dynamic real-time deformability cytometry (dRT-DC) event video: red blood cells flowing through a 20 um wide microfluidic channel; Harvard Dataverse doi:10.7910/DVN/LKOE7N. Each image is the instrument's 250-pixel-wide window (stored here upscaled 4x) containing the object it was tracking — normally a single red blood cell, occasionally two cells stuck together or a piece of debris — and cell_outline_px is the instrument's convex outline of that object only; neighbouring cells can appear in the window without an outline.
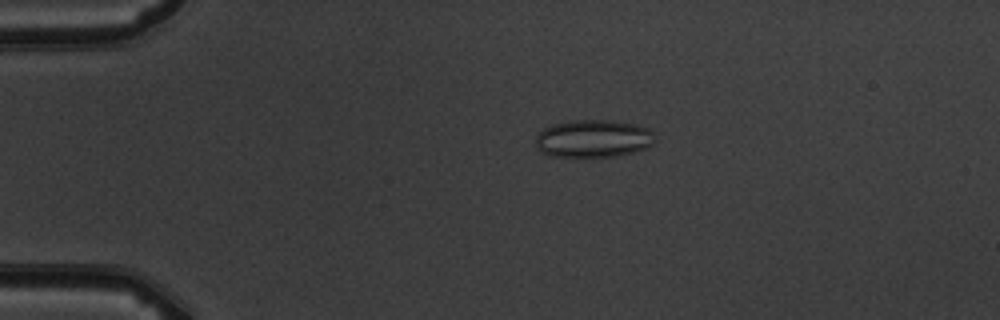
{"species": "common noctule bat (a hibernating species)", "species_latin": "Nyctalus noctula", "temperature_condition": "warm", "stored_images_in_passage": 4, "camera_frame_rate_fps": 3000, "um_per_image_px": 0.085, "animal": {"sex": "male", "body_mass_g": 19.5, "forearm_length_mm": 54.6}, "frame": {"image": 1, "passage_image": 1, "time_ms": 0.0, "image_size_px": [1000, 320], "cell_outline_px": [[652, 144], [648, 148], [636, 152], [616, 156], [548, 156], [540, 152], [536, 148], [536, 136], [544, 128], [552, 124], [568, 120], [612, 120], [636, 124], [648, 128], [652, 132]], "centroid_in_image_um": [50.4, 11.77], "position_along_channel_um": 34.6, "area_um2": 26.36}}
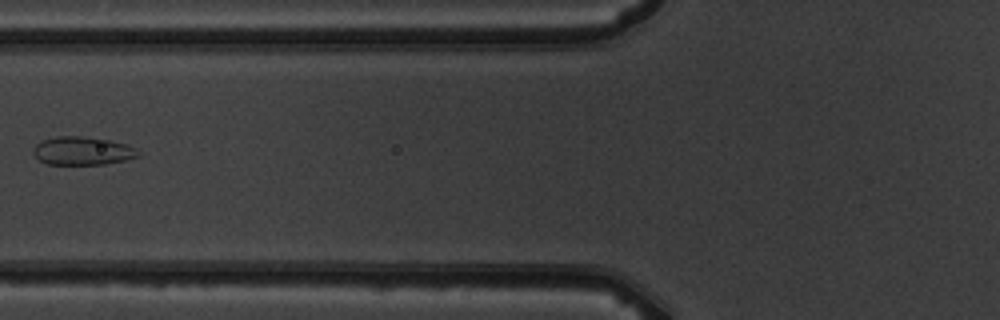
{"frame": {"image": 2, "passage_image": 4, "time_ms": 3.333, "image_size_px": [1000, 320], "cell_outline_px": [[140, 156], [124, 160], [104, 164], [48, 164], [40, 160], [32, 152], [36, 144], [44, 140], [56, 136], [80, 136], [108, 140], [128, 144], [136, 148], [140, 152]], "centroid_in_image_um": [7.04, 12.82], "position_along_channel_um": 118.8, "area_um2": 17.17}}